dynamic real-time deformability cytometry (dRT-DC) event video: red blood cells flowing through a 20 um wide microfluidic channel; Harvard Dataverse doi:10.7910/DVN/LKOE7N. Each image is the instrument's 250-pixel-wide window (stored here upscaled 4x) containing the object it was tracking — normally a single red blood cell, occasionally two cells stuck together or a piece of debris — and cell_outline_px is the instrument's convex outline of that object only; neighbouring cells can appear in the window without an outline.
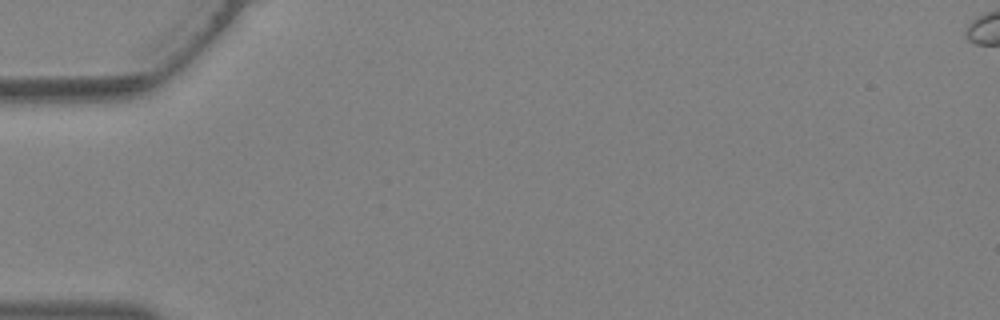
{"species": "Egyptian fruit bat (a non-hibernating species)", "species_latin": "Rousettus aegyptiacus", "temperature_condition": "warm", "stored_images_in_passage": 4, "segment_of_instrument_passage": [2, 2], "camera_frame_rate_fps": 3000, "um_per_image_px": 0.085, "animal": {"sex": "female"}, "frame": {"image": 1, "passage_image": 2, "time_ms": 0.333, "image_size_px": [1000, 320], "cell_outline_px": [[388, 284], [384, 304], [368, 296], [240, 176], [204, 140], [208, 128], [212, 128], [232, 144], [284, 188]], "centroid_in_image_um": [25.53, 18.54], "position_along_channel_um": 59.5, "area_um2": 35.6}}